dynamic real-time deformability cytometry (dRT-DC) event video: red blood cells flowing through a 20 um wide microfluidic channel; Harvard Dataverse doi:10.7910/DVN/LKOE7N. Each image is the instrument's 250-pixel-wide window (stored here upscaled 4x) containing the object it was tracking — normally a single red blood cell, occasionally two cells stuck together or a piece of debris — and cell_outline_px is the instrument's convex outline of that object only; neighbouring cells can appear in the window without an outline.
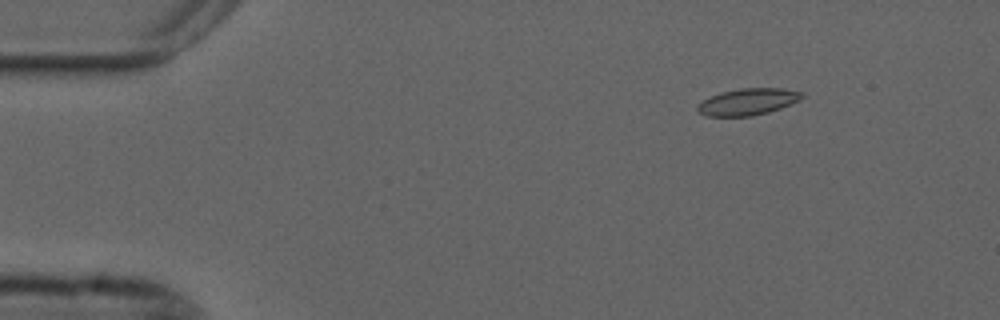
{"species": "common noctule bat (a hibernating species)", "species_latin": "Nyctalus noctula", "temperature_condition": "cold", "stored_images_in_passage": 49, "camera_frame_rate_fps": 3000, "um_per_image_px": 0.085, "animal": {"sex": "male", "forearm_length_mm": 52.5}, "frame": {"image": 1, "passage_image": 1, "time_ms": 0.0, "image_size_px": [1000, 320], "cell_outline_px": [[804, 96], [800, 100], [780, 108], [768, 112], [752, 116], [704, 116], [696, 108], [696, 104], [712, 96], [724, 92], [740, 88], [780, 88], [804, 92]], "centroid_in_image_um": [63.58, 8.65], "position_along_channel_um": 21.4, "area_um2": 16.13}}
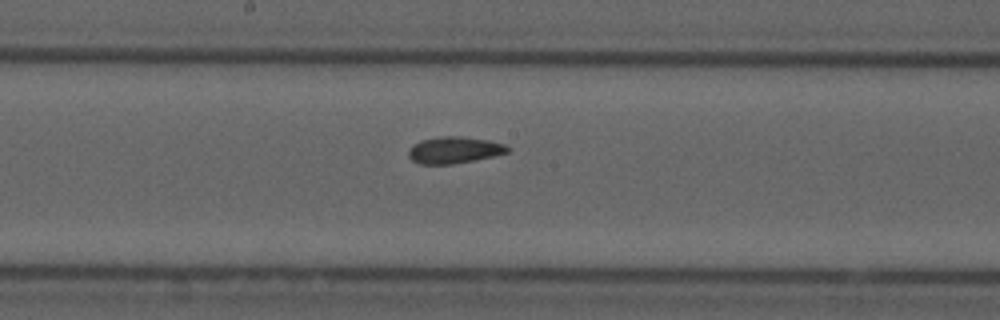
{"frame": {"image": 2, "passage_image": 23, "time_ms": 7.333, "image_size_px": [1000, 320], "cell_outline_px": [[512, 148], [508, 152], [492, 156], [452, 164], [420, 164], [412, 160], [408, 156], [408, 152], [420, 140], [440, 136], [460, 136], [488, 140], [504, 144]], "centroid_in_image_um": [38.62, 12.75], "position_along_channel_um": 209.6, "area_um2": 15.2}}
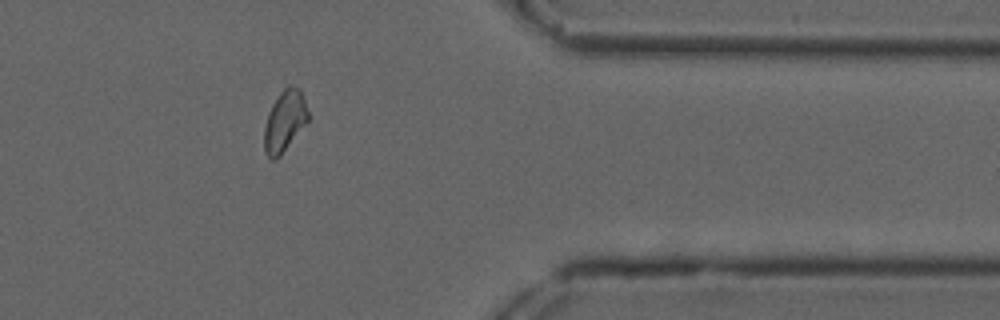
{"frame": {"image": 3, "passage_image": 39, "time_ms": 12.667, "image_size_px": [1000, 320], "cell_outline_px": [[308, 120], [280, 156], [276, 160], [272, 160], [264, 152], [264, 128], [268, 112], [272, 104], [280, 92], [284, 88], [300, 88], [304, 96], [308, 112]], "centroid_in_image_um": [24.17, 10.32], "position_along_channel_um": 387.2, "area_um2": 15.43}, "authors_computed_cell_mechanics": {"area_um2": 15.6638, "velocity_mm_per_s": 3.6814, "shape_relaxation_time_tau1_ms": null, "shape_relaxation_time_tau2_ms": 2.0711, "deformation_change_tau1": null, "deformation_change_tau2": 0.0742}}